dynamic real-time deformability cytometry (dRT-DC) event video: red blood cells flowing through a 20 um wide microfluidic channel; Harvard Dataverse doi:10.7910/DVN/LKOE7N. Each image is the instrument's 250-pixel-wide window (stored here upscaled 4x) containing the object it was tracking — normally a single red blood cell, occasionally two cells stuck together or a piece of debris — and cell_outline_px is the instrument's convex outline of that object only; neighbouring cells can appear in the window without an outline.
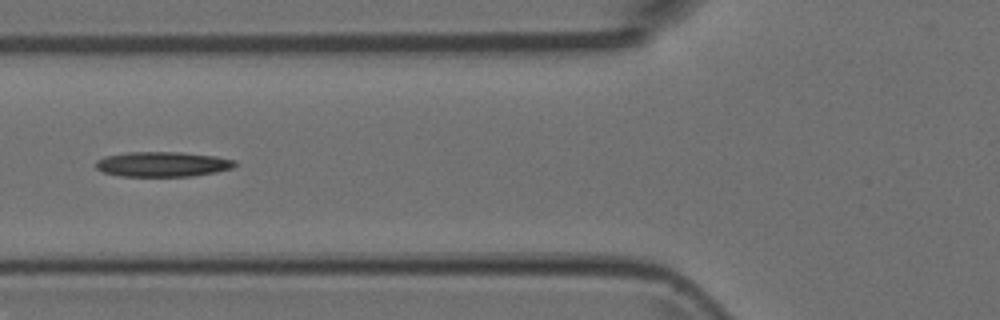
{"species": "Egyptian fruit bat (a non-hibernating species)", "species_latin": "Rousettus aegyptiacus", "temperature_condition": "room temperature", "stored_images_in_passage": 5, "camera_frame_rate_fps": 3000, "um_per_image_px": 0.085, "animal": {"sex": "female"}, "frame": {"image": 1, "passage_image": 2, "time_ms": 0.333, "image_size_px": [1000, 320], "cell_outline_px": [[236, 164], [232, 168], [216, 172], [192, 176], [120, 176], [104, 172], [96, 168], [96, 160], [104, 156], [128, 152], [180, 152], [216, 156], [236, 160]], "centroid_in_image_um": [13.82, 13.95], "position_along_channel_um": 112.0, "area_um2": 20.29}}
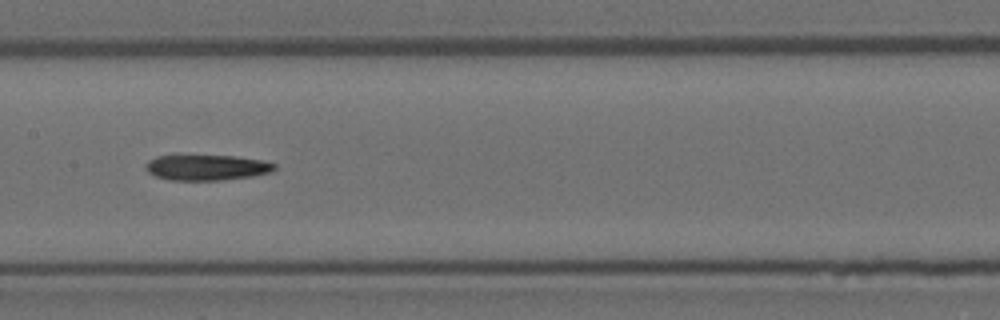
{"frame": {"image": 2, "passage_image": 4, "time_ms": 1.0, "image_size_px": [1000, 320], "cell_outline_px": [[276, 168], [272, 172], [252, 176], [220, 180], [168, 180], [156, 176], [148, 172], [144, 168], [144, 164], [148, 160], [156, 156], [236, 156], [264, 160], [276, 164]], "centroid_in_image_um": [17.57, 14.24], "position_along_channel_um": 189.8, "area_um2": 19.25}}
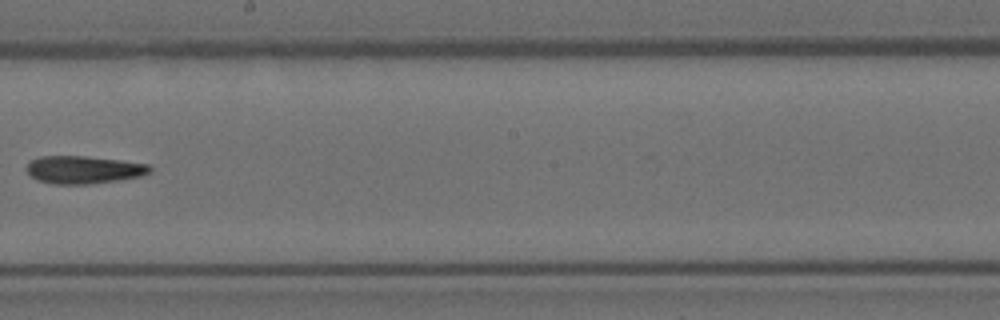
{"frame": {"image": 3, "passage_image": 5, "time_ms": 1.333, "image_size_px": [1000, 320], "cell_outline_px": [[152, 172], [140, 176], [92, 184], [52, 184], [36, 180], [28, 172], [28, 164], [32, 160], [40, 156], [84, 156], [120, 160], [148, 164], [152, 168]], "centroid_in_image_um": [7.12, 14.43], "position_along_channel_um": 241.1, "area_um2": 19.83}}